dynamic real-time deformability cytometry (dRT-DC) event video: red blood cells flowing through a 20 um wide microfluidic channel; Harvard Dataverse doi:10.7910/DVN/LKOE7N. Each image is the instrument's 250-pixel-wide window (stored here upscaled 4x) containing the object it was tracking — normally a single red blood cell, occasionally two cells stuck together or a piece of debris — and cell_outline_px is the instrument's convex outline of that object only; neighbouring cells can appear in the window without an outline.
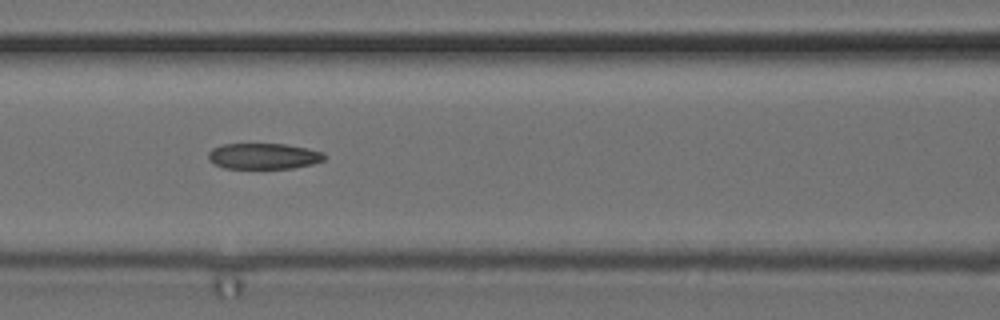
{"species": "common noctule bat (a hibernating species)", "species_latin": "Nyctalus noctula", "temperature_condition": "cold", "stored_images_in_passage": 11, "camera_frame_rate_fps": 3000, "um_per_image_px": 0.085, "animal": {"sex": "female", "body_mass_g": 24.6, "forearm_length_mm": 56.2}, "frame": {"image": 1, "passage_image": 7, "time_ms": 2.0, "image_size_px": [1000, 320], "cell_outline_px": [[324, 160], [312, 164], [292, 168], [224, 168], [208, 160], [208, 152], [212, 148], [220, 144], [284, 144], [324, 152]], "centroid_in_image_um": [22.36, 13.27], "position_along_channel_um": 144.2, "area_um2": 17.4}}
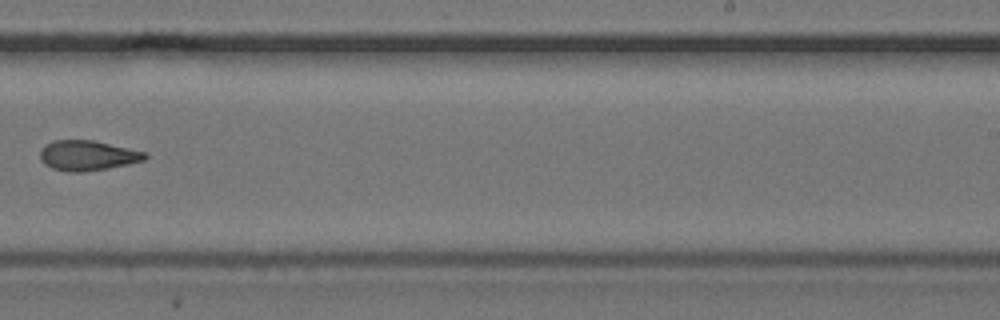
{"frame": {"image": 2, "passage_image": 10, "time_ms": 3.0, "image_size_px": [1000, 320], "cell_outline_px": [[148, 156], [144, 160], [128, 164], [108, 168], [84, 172], [68, 172], [52, 168], [44, 164], [40, 160], [40, 152], [44, 144], [52, 140], [92, 140], [144, 152]], "centroid_in_image_um": [7.38, 13.22], "position_along_channel_um": 281.6, "area_um2": 18.32}}
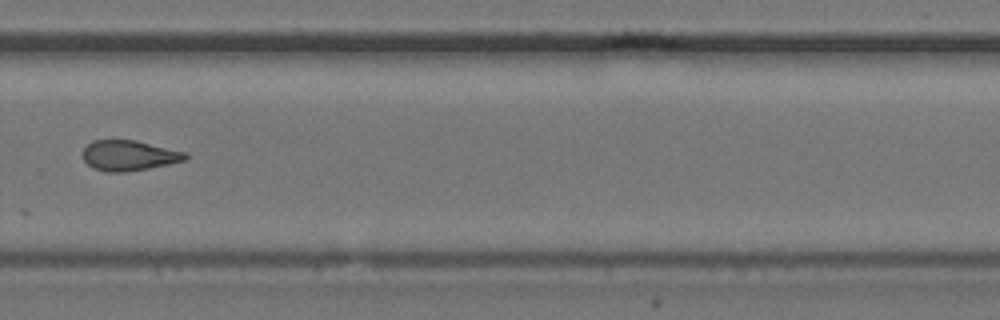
{"frame": {"image": 3, "passage_image": 11, "time_ms": 3.333, "image_size_px": [1000, 320], "cell_outline_px": [[188, 156], [184, 160], [168, 164], [128, 172], [108, 172], [92, 168], [84, 160], [84, 148], [92, 140], [136, 140], [184, 152]], "centroid_in_image_um": [10.93, 13.22], "position_along_channel_um": 318.9, "area_um2": 17.92}}